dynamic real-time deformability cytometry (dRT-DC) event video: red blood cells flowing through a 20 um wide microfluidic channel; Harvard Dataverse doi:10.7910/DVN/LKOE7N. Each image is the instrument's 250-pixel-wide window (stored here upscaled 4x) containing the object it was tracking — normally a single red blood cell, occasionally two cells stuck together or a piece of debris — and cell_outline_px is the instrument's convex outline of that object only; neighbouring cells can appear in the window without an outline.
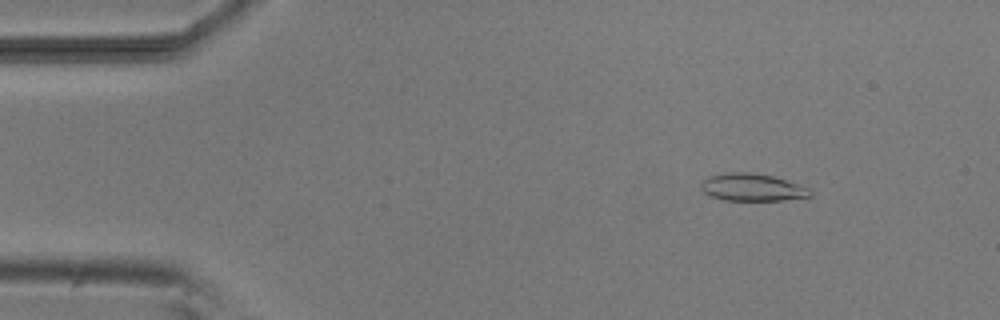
{"species": "common noctule bat (a hibernating species)", "species_latin": "Nyctalus noctula", "temperature_condition": "room temperature", "stored_images_in_passage": 5, "camera_frame_rate_fps": 3000, "um_per_image_px": 0.085, "animal": {"sex": "male", "body_mass_g": 20.5, "forearm_length_mm": 52.5}, "frame": {"image": 1, "passage_image": 2, "time_ms": 1.0, "image_size_px": [1000, 320], "cell_outline_px": [[812, 196], [784, 200], [724, 200], [712, 196], [704, 192], [700, 188], [700, 184], [708, 176], [728, 172], [748, 172], [772, 176], [808, 188], [812, 192]], "centroid_in_image_um": [63.91, 15.92], "position_along_channel_um": 21.1, "area_um2": 17.22}}
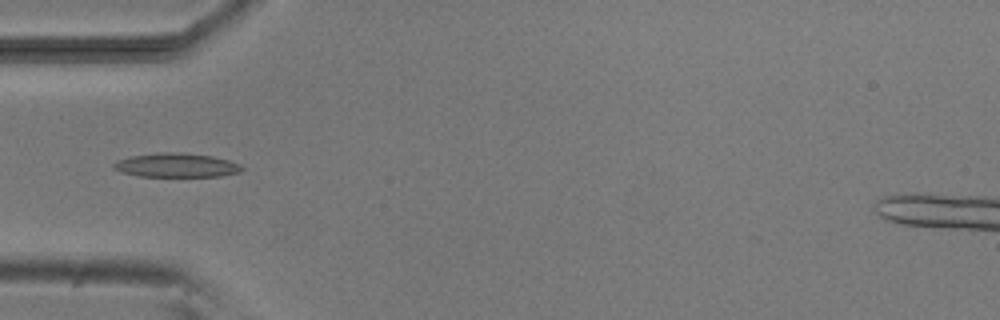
{"frame": {"image": 2, "passage_image": 5, "time_ms": 4.333, "image_size_px": [1000, 320], "cell_outline_px": [[244, 168], [240, 172], [220, 176], [136, 176], [120, 172], [112, 168], [112, 164], [116, 160], [132, 156], [160, 152], [180, 152], [212, 156], [228, 160], [240, 164]], "centroid_in_image_um": [14.95, 14.04], "position_along_channel_um": 70.0, "area_um2": 18.03}}